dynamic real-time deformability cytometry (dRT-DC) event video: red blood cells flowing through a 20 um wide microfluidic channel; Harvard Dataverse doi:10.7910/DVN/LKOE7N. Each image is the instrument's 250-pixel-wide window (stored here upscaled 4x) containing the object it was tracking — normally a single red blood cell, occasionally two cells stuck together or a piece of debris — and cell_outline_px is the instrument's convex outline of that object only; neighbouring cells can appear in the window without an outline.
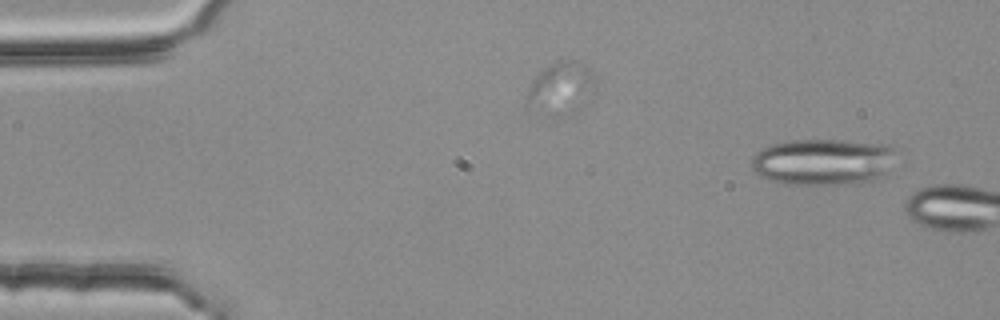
{"species": "common noctule bat (a hibernating species)", "species_latin": "Nyctalus noctula", "temperature_condition": "room temperature", "stored_images_in_passage": 3, "camera_frame_rate_fps": 3000, "um_per_image_px": 0.085, "animal": {"sex": "female", "body_mass_g": 25.1}, "frame": {"image": 1, "passage_image": 3, "time_ms": 0.667, "image_size_px": [1000, 320], "cell_outline_px": [[904, 148], [884, 172], [872, 180], [840, 184], [784, 184], [772, 180], [756, 172], [752, 168], [752, 156], [756, 152], [772, 144], [788, 140], [840, 140], [884, 144]], "centroid_in_image_um": [70.01, 13.72], "position_along_channel_um": 15.0, "area_um2": 39.13}}